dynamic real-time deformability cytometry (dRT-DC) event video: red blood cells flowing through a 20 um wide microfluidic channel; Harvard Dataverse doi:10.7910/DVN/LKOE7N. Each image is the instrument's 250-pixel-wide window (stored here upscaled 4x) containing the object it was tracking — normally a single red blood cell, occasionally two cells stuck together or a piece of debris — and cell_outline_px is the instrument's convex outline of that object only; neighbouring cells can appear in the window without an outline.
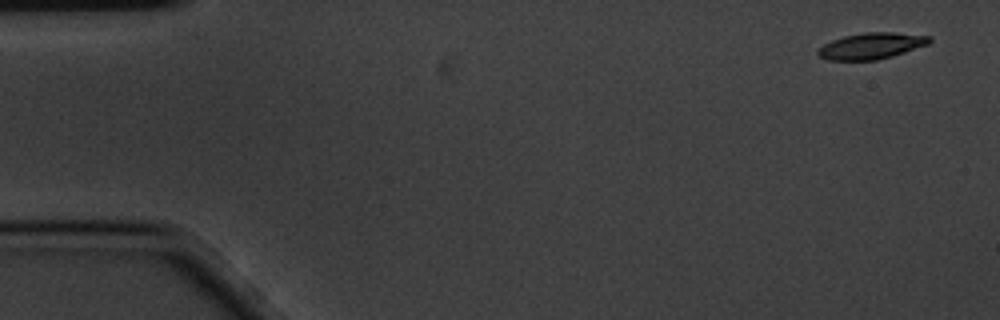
{"species": "common noctule bat (a hibernating species)", "species_latin": "Nyctalus noctula", "temperature_condition": "cold", "stored_images_in_passage": 5, "camera_frame_rate_fps": 3000, "um_per_image_px": 0.085, "animal": {"sex": "male", "body_mass_g": 20.1, "forearm_length_mm": 53.5}, "frame": {"image": 1, "passage_image": 1, "time_ms": 0.0, "image_size_px": [1000, 320], "cell_outline_px": [[932, 40], [928, 44], [892, 56], [876, 60], [828, 60], [820, 56], [816, 52], [816, 48], [832, 40], [844, 36], [864, 32], [892, 32], [932, 36]], "centroid_in_image_um": [74.05, 3.89], "position_along_channel_um": 11.0, "area_um2": 17.05}}
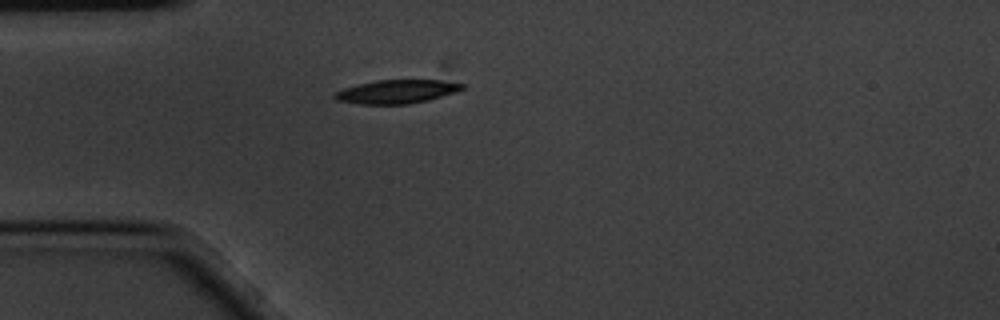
{"frame": {"image": 2, "passage_image": 4, "time_ms": 1.0, "image_size_px": [1000, 320], "cell_outline_px": [[464, 88], [456, 92], [428, 100], [408, 104], [360, 104], [336, 100], [332, 96], [332, 92], [344, 88], [376, 80], [440, 80], [464, 84]], "centroid_in_image_um": [33.69, 7.79], "position_along_channel_um": 51.3, "area_um2": 17.51}}